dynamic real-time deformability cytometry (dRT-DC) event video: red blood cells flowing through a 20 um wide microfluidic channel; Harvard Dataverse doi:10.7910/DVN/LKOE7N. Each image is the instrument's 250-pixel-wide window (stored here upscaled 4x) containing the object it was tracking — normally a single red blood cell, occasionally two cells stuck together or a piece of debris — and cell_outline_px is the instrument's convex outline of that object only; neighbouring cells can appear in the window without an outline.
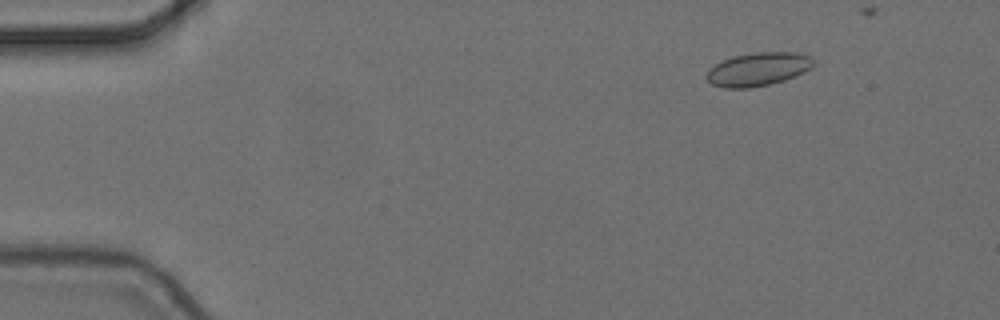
{"species": "common noctule bat (a hibernating species)", "species_latin": "Nyctalus noctula", "temperature_condition": "cold", "stored_images_in_passage": 8, "camera_frame_rate_fps": 3000, "um_per_image_px": 0.085, "animal": {"sex": "female", "body_mass_g": 24.6, "forearm_length_mm": 56.2}, "frame": {"image": 1, "passage_image": 3, "time_ms": 0.667, "image_size_px": [1000, 320], "cell_outline_px": [[812, 68], [796, 76], [784, 80], [768, 84], [748, 88], [724, 88], [712, 84], [704, 76], [716, 64], [732, 56], [756, 52], [796, 52], [812, 56]], "centroid_in_image_um": [64.45, 5.88], "position_along_channel_um": 20.5, "area_um2": 20.69}}
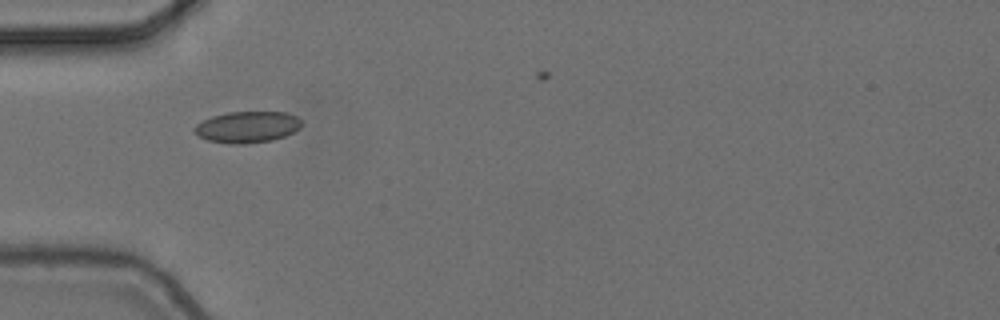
{"frame": {"image": 2, "passage_image": 6, "time_ms": 1.667, "image_size_px": [1000, 320], "cell_outline_px": [[304, 124], [300, 128], [284, 136], [272, 140], [244, 144], [232, 144], [208, 140], [200, 136], [192, 128], [196, 124], [212, 116], [228, 112], [288, 112], [296, 116]], "centroid_in_image_um": [21.04, 10.79], "position_along_channel_um": 64.0, "area_um2": 19.54}}
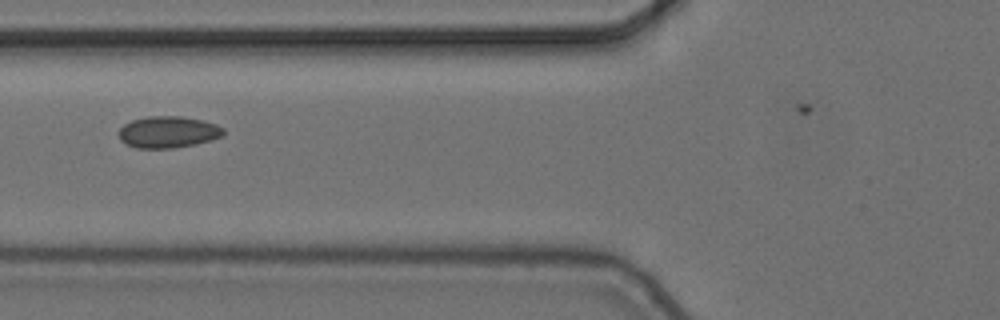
{"frame": {"image": 3, "passage_image": 7, "time_ms": 2.0, "image_size_px": [1000, 320], "cell_outline_px": [[224, 136], [212, 140], [196, 144], [172, 148], [136, 148], [124, 144], [120, 140], [120, 128], [124, 124], [132, 120], [148, 116], [180, 116], [204, 120], [216, 124], [224, 128]], "centroid_in_image_um": [14.31, 11.22], "position_along_channel_um": 111.5, "area_um2": 19.48}}